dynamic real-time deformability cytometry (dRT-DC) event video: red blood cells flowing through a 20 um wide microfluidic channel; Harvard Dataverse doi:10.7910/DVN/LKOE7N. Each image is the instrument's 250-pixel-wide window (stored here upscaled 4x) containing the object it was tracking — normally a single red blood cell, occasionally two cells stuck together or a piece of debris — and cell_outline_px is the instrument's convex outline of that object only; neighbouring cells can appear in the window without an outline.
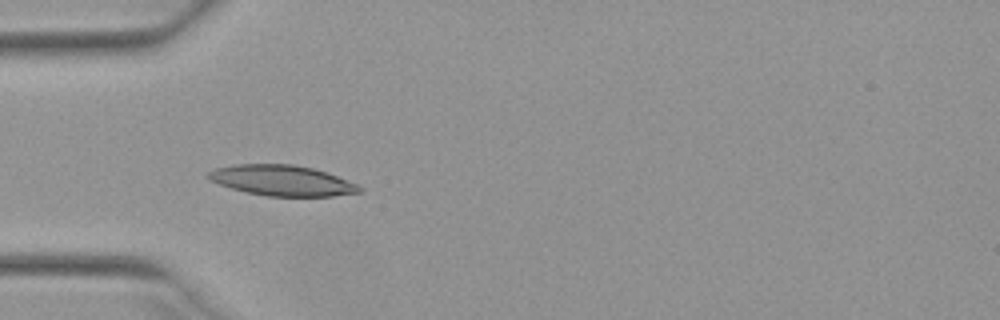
{"species": "Egyptian fruit bat (a non-hibernating species)", "species_latin": "Rousettus aegyptiacus", "temperature_condition": "warm", "stored_images_in_passage": 51, "camera_frame_rate_fps": 3000, "um_per_image_px": 0.085, "animal": {"sex": "female"}, "frame": {"image": 1, "passage_image": 16, "time_ms": 5.0, "image_size_px": [1000, 320], "cell_outline_px": [[364, 188], [360, 192], [332, 196], [268, 196], [248, 192], [232, 188], [208, 180], [204, 176], [212, 168], [236, 164], [292, 164], [312, 168], [336, 176], [356, 184]], "centroid_in_image_um": [23.91, 15.33], "position_along_channel_um": 61.1, "area_um2": 26.76}}
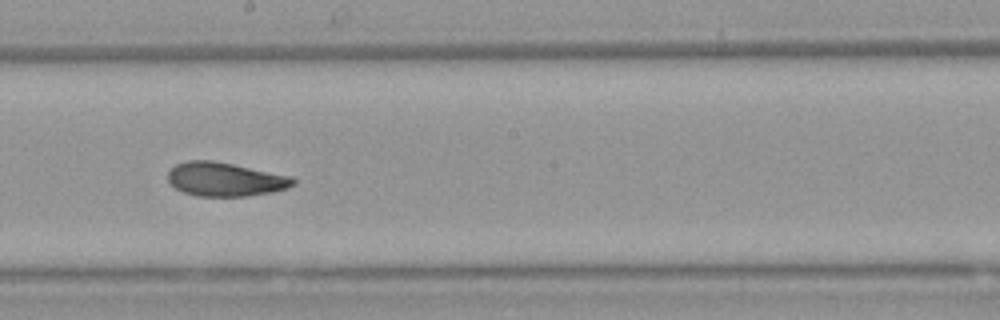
{"frame": {"image": 2, "passage_image": 29, "time_ms": 9.333, "image_size_px": [1000, 320], "cell_outline_px": [[296, 184], [288, 188], [272, 192], [244, 196], [196, 196], [184, 192], [176, 188], [168, 180], [168, 172], [176, 164], [188, 160], [212, 160], [292, 176], [296, 180]], "centroid_in_image_um": [19.16, 15.24], "position_along_channel_um": 229.0, "area_um2": 24.62}}
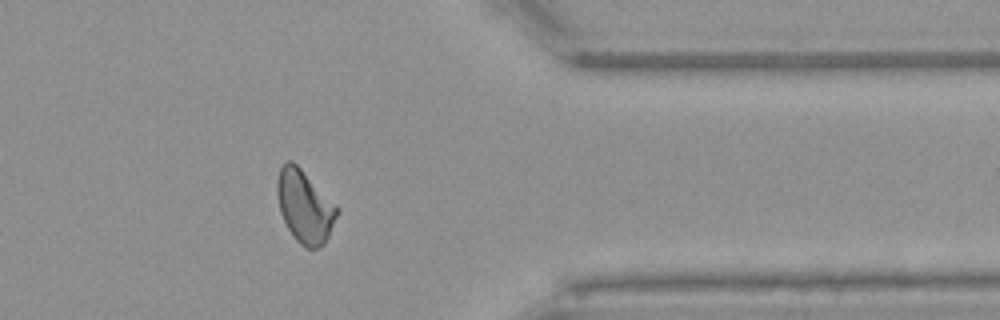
{"frame": {"image": 3, "passage_image": 42, "time_ms": 13.667, "image_size_px": [1000, 320], "cell_outline_px": [[340, 212], [324, 244], [320, 248], [304, 248], [292, 236], [280, 212], [276, 192], [276, 180], [280, 168], [284, 160], [292, 160], [336, 204]], "centroid_in_image_um": [25.89, 17.55], "position_along_channel_um": 385.5, "area_um2": 25.49}, "authors_computed_cell_mechanics": {"area_um2": 24.854, "velocity_mm_per_s": 3.9496, "shape_relaxation_time_tau1_ms": 7.031, "shape_relaxation_time_tau2_ms": 2.3304, "deformation_change_tau1": 0.203, "deformation_change_tau2": 0.0853}}